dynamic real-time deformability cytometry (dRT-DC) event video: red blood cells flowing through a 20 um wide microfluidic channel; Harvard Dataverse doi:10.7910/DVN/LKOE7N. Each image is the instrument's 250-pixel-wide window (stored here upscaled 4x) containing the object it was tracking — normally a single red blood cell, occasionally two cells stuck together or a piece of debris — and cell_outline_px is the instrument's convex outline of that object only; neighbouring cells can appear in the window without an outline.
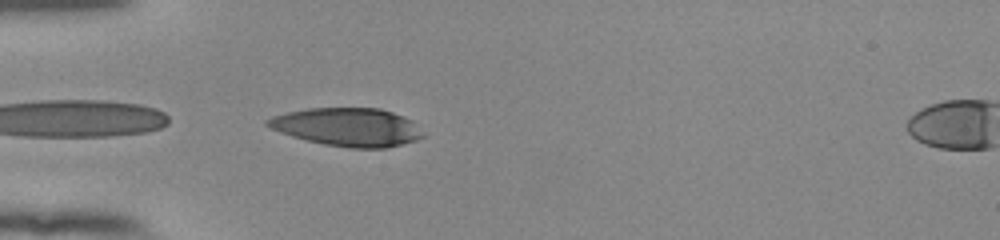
{"species": "human", "species_latin": "Homo sapiens", "temperature_condition": "room temperature", "stored_images_in_passage": 24, "camera_frame_rate_fps": 3000, "um_per_image_px": 0.085, "donor": {"sex": "female"}, "frame": {"image": 1, "passage_image": 1, "time_ms": 0.0, "image_size_px": [1000, 240], "cell_outline_px": [[424, 136], [416, 140], [384, 148], [348, 148], [324, 144], [292, 136], [280, 132], [264, 124], [264, 120], [272, 116], [288, 112], [308, 108], [380, 108], [404, 116], [412, 120], [424, 132]], "centroid_in_image_um": [29.55, 10.79], "position_along_channel_um": 55.4, "area_um2": 34.62}}
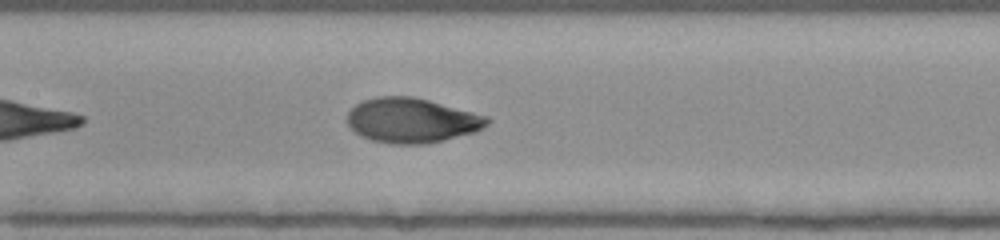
{"frame": {"image": 2, "passage_image": 11, "time_ms": 3.333, "image_size_px": [1000, 240], "cell_outline_px": [[492, 120], [484, 128], [476, 132], [428, 144], [392, 144], [372, 140], [360, 136], [348, 124], [348, 112], [356, 104], [364, 100], [376, 96], [412, 96], [428, 100], [488, 116]], "centroid_in_image_um": [35.03, 10.24], "position_along_channel_um": 172.4, "area_um2": 36.59}}
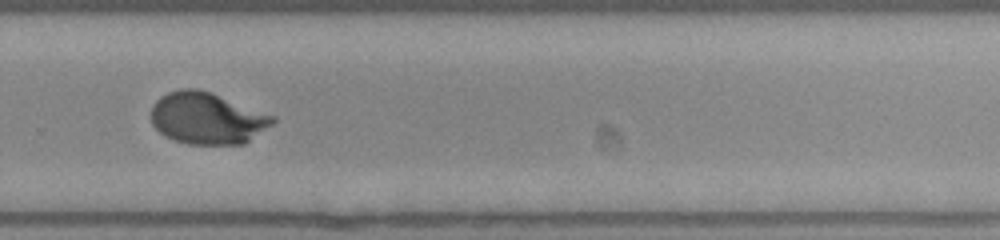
{"frame": {"image": 3, "passage_image": 22, "time_ms": 7.0, "image_size_px": [1000, 240], "cell_outline_px": [[276, 120], [272, 124], [244, 144], [188, 144], [172, 140], [164, 136], [152, 124], [152, 104], [160, 96], [168, 92], [180, 88], [196, 88], [208, 92], [276, 116]], "centroid_in_image_um": [17.58, 10.06], "position_along_channel_um": 312.2, "area_um2": 36.47}}